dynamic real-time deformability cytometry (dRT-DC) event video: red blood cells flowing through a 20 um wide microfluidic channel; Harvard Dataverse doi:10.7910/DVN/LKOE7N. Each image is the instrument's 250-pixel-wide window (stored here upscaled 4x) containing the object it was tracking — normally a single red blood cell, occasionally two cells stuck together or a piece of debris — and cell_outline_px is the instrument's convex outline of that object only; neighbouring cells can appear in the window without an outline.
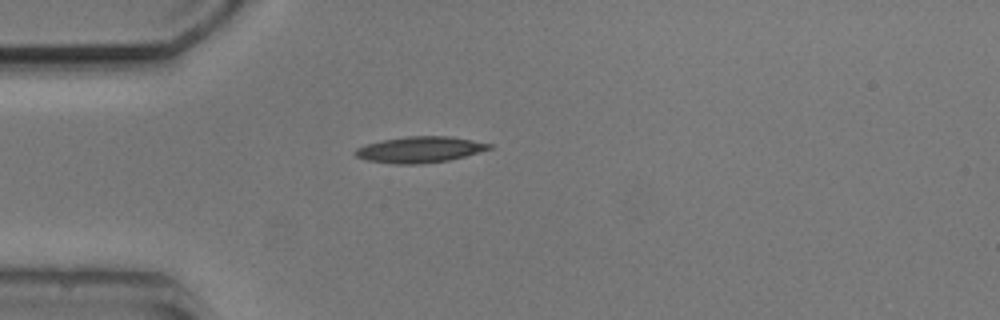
{"species": "common noctule bat (a hibernating species)", "species_latin": "Nyctalus noctula", "temperature_condition": "cold", "stored_images_in_passage": 2, "camera_frame_rate_fps": 3000, "um_per_image_px": 0.085, "animal": {"sex": "male", "body_mass_g": 20.5, "forearm_length_mm": 52.5}, "frame": {"image": 1, "passage_image": 1, "time_ms": 0.0, "image_size_px": [1000, 320], "cell_outline_px": [[492, 148], [464, 156], [448, 160], [424, 164], [392, 164], [368, 160], [356, 156], [352, 152], [356, 148], [368, 144], [384, 140], [408, 136], [452, 136], [492, 144]], "centroid_in_image_um": [35.68, 12.72], "position_along_channel_um": 49.3, "area_um2": 20.23}}